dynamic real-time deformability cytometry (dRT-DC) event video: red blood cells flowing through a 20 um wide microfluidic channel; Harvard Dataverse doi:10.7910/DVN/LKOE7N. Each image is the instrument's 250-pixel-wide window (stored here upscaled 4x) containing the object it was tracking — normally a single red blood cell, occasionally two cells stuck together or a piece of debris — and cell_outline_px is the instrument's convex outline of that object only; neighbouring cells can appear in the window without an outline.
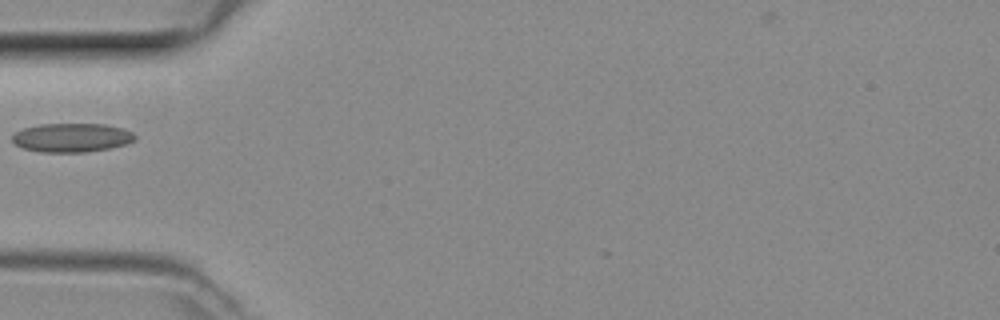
{"species": "common noctule bat (a hibernating species)", "species_latin": "Nyctalus noctula", "temperature_condition": "room temperature", "stored_images_in_passage": 33, "camera_frame_rate_fps": 3000, "um_per_image_px": 0.085, "animal": {"sex": "female", "body_mass_g": 29.2, "forearm_length_mm": 56.3}, "frame": {"image": 1, "passage_image": 1, "time_ms": 0.0, "image_size_px": [1000, 320], "cell_outline_px": [[136, 140], [128, 144], [108, 148], [84, 152], [40, 152], [24, 148], [16, 144], [12, 140], [12, 136], [16, 132], [24, 128], [40, 124], [104, 124], [124, 128], [132, 132], [136, 136]], "centroid_in_image_um": [6.14, 11.69], "position_along_channel_um": 78.9, "area_um2": 20.63}}
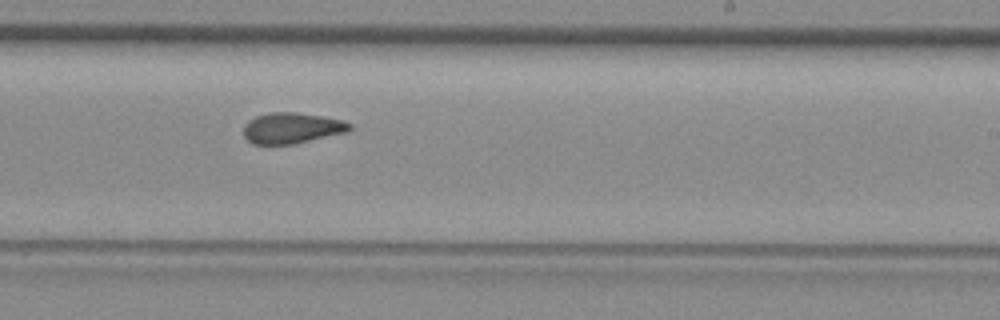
{"frame": {"image": 2, "passage_image": 14, "time_ms": 4.333, "image_size_px": [1000, 320], "cell_outline_px": [[352, 128], [348, 132], [292, 144], [252, 144], [244, 136], [244, 124], [248, 120], [256, 116], [272, 112], [296, 112], [320, 116], [340, 120], [352, 124]], "centroid_in_image_um": [24.79, 10.88], "position_along_channel_um": 264.2, "area_um2": 18.96}}
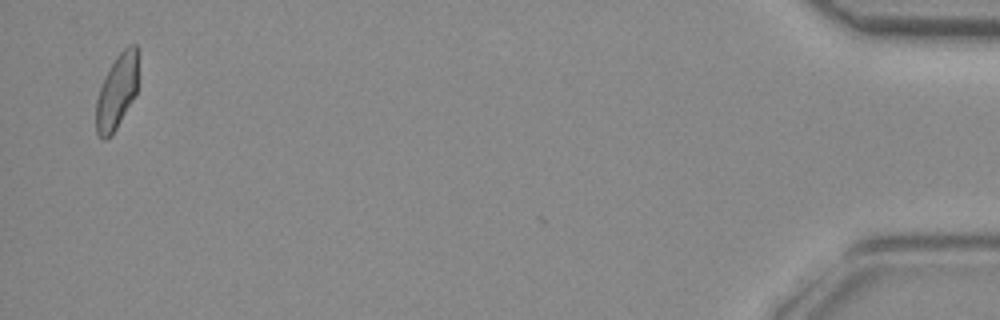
{"frame": {"image": 3, "passage_image": 32, "time_ms": 10.333, "image_size_px": [1000, 320], "cell_outline_px": [[136, 92], [132, 100], [116, 128], [104, 140], [96, 132], [96, 100], [104, 76], [116, 56], [128, 44], [136, 44]], "centroid_in_image_um": [9.9, 7.77], "position_along_channel_um": 425.3, "area_um2": 17.74}}